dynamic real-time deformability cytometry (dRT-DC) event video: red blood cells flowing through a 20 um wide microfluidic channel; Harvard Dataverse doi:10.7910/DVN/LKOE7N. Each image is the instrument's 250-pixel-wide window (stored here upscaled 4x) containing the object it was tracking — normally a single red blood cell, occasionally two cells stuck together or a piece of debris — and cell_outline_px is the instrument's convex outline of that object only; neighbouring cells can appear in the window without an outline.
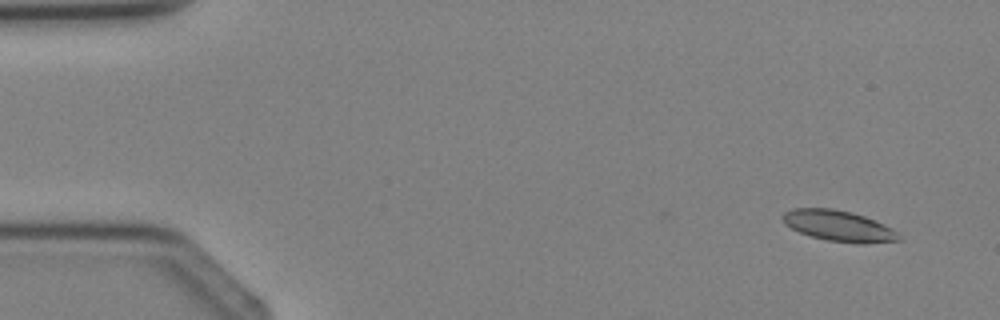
{"species": "Egyptian fruit bat (a non-hibernating species)", "species_latin": "Rousettus aegyptiacus", "temperature_condition": "cold", "stored_images_in_passage": 3, "camera_frame_rate_fps": 3000, "um_per_image_px": 0.085, "animal": {"sex": "female"}, "frame": {"image": 1, "passage_image": 1, "time_ms": 0.0, "image_size_px": [1000, 320], "cell_outline_px": [[904, 240], [864, 244], [856, 244], [828, 240], [812, 236], [800, 232], [784, 224], [780, 216], [784, 212], [792, 208], [832, 208], [852, 212], [864, 216], [884, 224], [892, 228]], "centroid_in_image_um": [71.29, 19.2], "position_along_channel_um": 13.7, "area_um2": 21.04}}
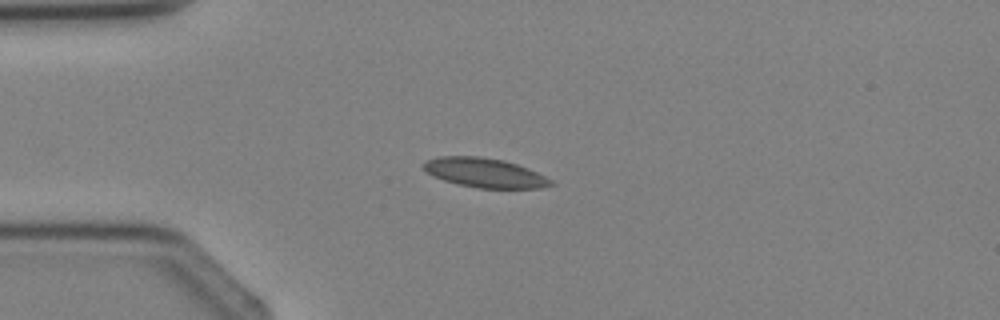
{"frame": {"image": 2, "passage_image": 3, "time_ms": 2.333, "image_size_px": [1000, 320], "cell_outline_px": [[556, 184], [540, 188], [476, 188], [456, 184], [444, 180], [428, 172], [420, 164], [424, 160], [436, 156], [480, 156], [504, 160], [528, 168], [552, 180]], "centroid_in_image_um": [41.18, 14.68], "position_along_channel_um": 43.8, "area_um2": 21.91}}